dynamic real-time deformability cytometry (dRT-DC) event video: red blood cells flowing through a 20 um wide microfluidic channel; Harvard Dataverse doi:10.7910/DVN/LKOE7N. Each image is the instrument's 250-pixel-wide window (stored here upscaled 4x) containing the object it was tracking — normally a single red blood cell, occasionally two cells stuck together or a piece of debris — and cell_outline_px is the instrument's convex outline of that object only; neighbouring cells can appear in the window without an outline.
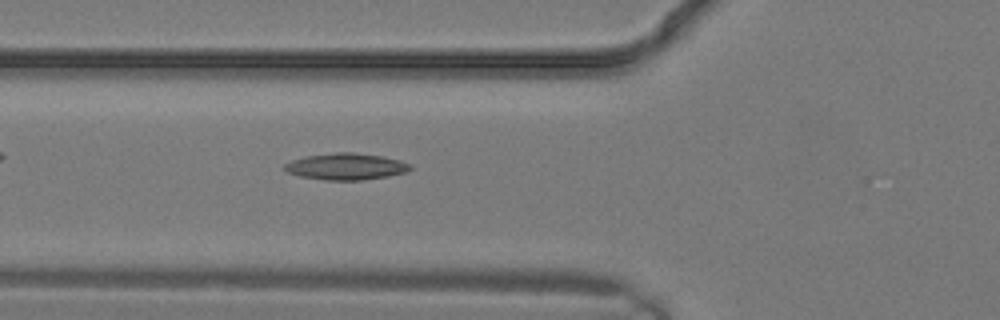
{"species": "common noctule bat (a hibernating species)", "species_latin": "Nyctalus noctula", "temperature_condition": "warm", "stored_images_in_passage": 6, "camera_frame_rate_fps": 3000, "um_per_image_px": 0.085, "animal": {"sex": "male", "body_mass_g": 19.2, "forearm_length_mm": 51.8}, "frame": {"image": 1, "passage_image": 6, "time_ms": 1.667, "image_size_px": [1000, 320], "cell_outline_px": [[412, 168], [408, 172], [388, 176], [360, 180], [324, 180], [300, 176], [288, 172], [284, 168], [284, 164], [292, 160], [304, 156], [336, 152], [352, 152], [380, 156], [400, 160], [412, 164]], "centroid_in_image_um": [29.43, 14.15], "position_along_channel_um": 96.4, "area_um2": 19.48}}